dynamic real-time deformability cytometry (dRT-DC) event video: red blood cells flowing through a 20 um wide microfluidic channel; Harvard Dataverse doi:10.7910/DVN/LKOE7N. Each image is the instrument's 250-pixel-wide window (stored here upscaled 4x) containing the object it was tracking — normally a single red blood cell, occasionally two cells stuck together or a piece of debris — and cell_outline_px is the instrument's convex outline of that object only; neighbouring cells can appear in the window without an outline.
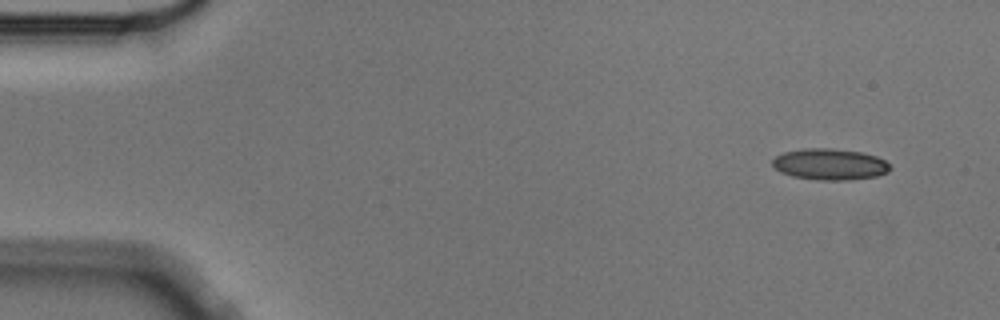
{"species": "Egyptian fruit bat (a non-hibernating species)", "species_latin": "Rousettus aegyptiacus", "temperature_condition": "cold", "stored_images_in_passage": 4, "camera_frame_rate_fps": 3000, "um_per_image_px": 0.085, "animal": {"sex": "male"}, "frame": {"image": 1, "passage_image": 1, "time_ms": 0.0, "image_size_px": [1000, 320], "cell_outline_px": [[892, 168], [888, 172], [876, 176], [848, 180], [816, 180], [792, 176], [780, 172], [772, 164], [772, 160], [776, 156], [784, 152], [804, 148], [832, 148], [860, 152], [876, 156], [884, 160]], "centroid_in_image_um": [70.53, 13.96], "position_along_channel_um": 14.5, "area_um2": 21.44}}
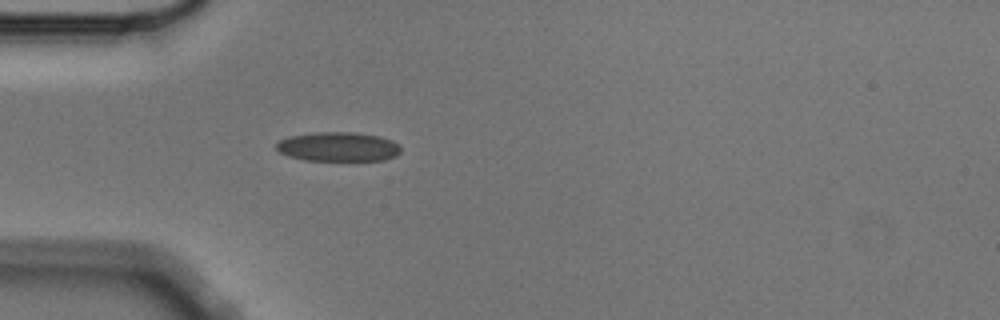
{"frame": {"image": 2, "passage_image": 4, "time_ms": 1.0, "image_size_px": [1000, 320], "cell_outline_px": [[400, 152], [396, 156], [384, 160], [304, 160], [288, 156], [280, 152], [276, 148], [276, 144], [280, 140], [288, 136], [316, 132], [352, 132], [380, 136], [392, 140], [400, 144]], "centroid_in_image_um": [28.76, 12.47], "position_along_channel_um": 56.2, "area_um2": 21.33}}